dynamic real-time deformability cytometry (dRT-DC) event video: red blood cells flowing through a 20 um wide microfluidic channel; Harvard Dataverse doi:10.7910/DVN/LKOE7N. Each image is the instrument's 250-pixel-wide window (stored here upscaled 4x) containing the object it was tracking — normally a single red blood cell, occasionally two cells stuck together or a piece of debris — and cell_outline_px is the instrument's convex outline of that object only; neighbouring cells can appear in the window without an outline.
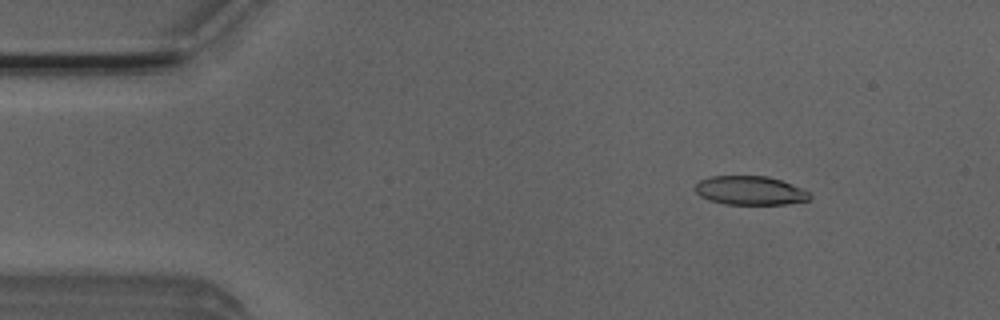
{"species": "Egyptian fruit bat (a non-hibernating species)", "species_latin": "Rousettus aegyptiacus", "temperature_condition": "room temperature", "stored_images_in_passage": 5, "camera_frame_rate_fps": 3000, "um_per_image_px": 0.085, "animal": {"sex": "male"}, "frame": {"image": 1, "passage_image": 2, "time_ms": 0.333, "image_size_px": [1000, 320], "cell_outline_px": [[812, 196], [808, 200], [784, 204], [724, 204], [708, 200], [700, 196], [696, 192], [696, 184], [700, 180], [712, 176], [768, 176], [792, 184], [808, 192]], "centroid_in_image_um": [63.74, 16.19], "position_along_channel_um": 21.3, "area_um2": 19.13}}